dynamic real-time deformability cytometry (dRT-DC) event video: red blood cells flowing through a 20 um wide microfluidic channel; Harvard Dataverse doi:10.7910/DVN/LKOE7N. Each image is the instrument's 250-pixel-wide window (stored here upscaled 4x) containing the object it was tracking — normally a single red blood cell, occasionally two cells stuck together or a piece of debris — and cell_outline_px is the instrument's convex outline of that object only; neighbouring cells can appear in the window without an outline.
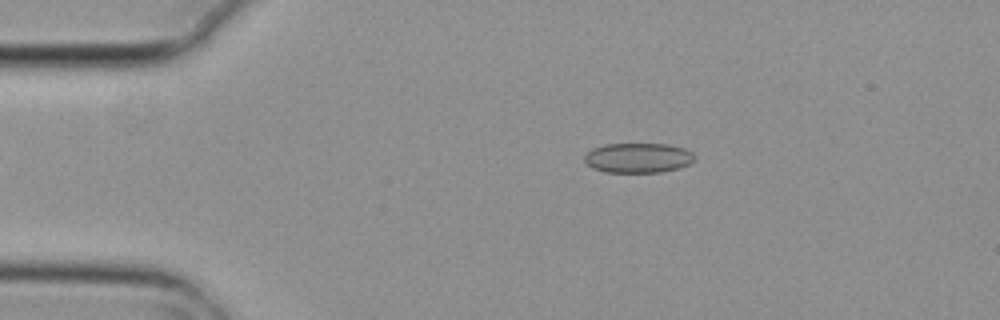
{"species": "common noctule bat (a hibernating species)", "species_latin": "Nyctalus noctula", "temperature_condition": "cold", "stored_images_in_passage": 7, "camera_frame_rate_fps": 3000, "um_per_image_px": 0.085, "animal": {"sex": "female", "body_mass_g": 29.2, "forearm_length_mm": 56.3}, "frame": {"image": 1, "passage_image": 3, "time_ms": 0.667, "image_size_px": [1000, 320], "cell_outline_px": [[696, 160], [680, 168], [660, 172], [604, 172], [592, 168], [584, 160], [584, 156], [592, 148], [604, 144], [668, 144], [684, 148], [692, 152], [696, 156]], "centroid_in_image_um": [54.26, 13.42], "position_along_channel_um": 30.7, "area_um2": 19.31}}
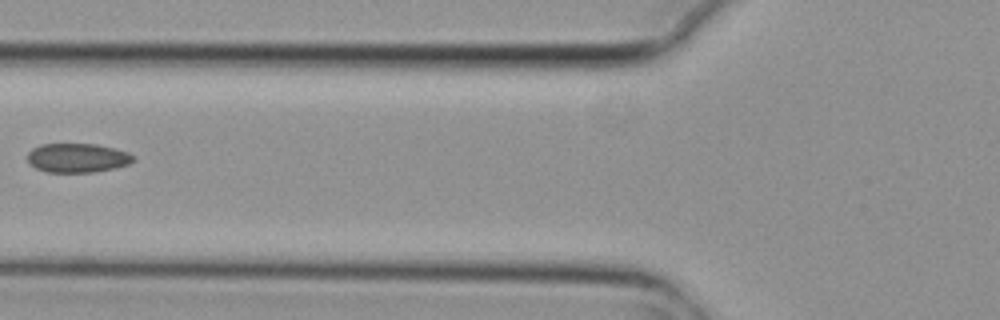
{"frame": {"image": 2, "passage_image": 6, "time_ms": 1.667, "image_size_px": [1000, 320], "cell_outline_px": [[136, 160], [128, 164], [116, 168], [96, 172], [48, 172], [36, 168], [28, 164], [28, 152], [32, 148], [40, 144], [96, 144], [116, 148], [128, 152], [136, 156]], "centroid_in_image_um": [6.61, 13.42], "position_along_channel_um": 119.2, "area_um2": 18.26}}
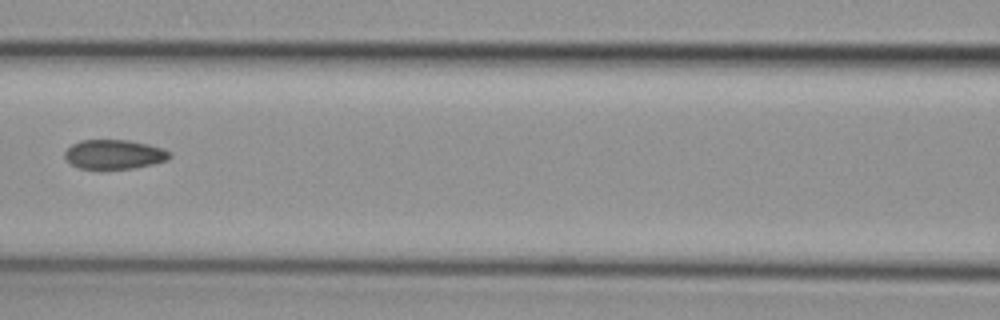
{"frame": {"image": 3, "passage_image": 7, "time_ms": 2.0, "image_size_px": [1000, 320], "cell_outline_px": [[172, 156], [168, 160], [136, 168], [104, 172], [100, 172], [76, 168], [64, 156], [64, 152], [72, 144], [80, 140], [128, 140], [148, 144], [164, 148], [172, 152]], "centroid_in_image_um": [9.71, 13.17], "position_along_channel_um": 156.9, "area_um2": 18.9}}